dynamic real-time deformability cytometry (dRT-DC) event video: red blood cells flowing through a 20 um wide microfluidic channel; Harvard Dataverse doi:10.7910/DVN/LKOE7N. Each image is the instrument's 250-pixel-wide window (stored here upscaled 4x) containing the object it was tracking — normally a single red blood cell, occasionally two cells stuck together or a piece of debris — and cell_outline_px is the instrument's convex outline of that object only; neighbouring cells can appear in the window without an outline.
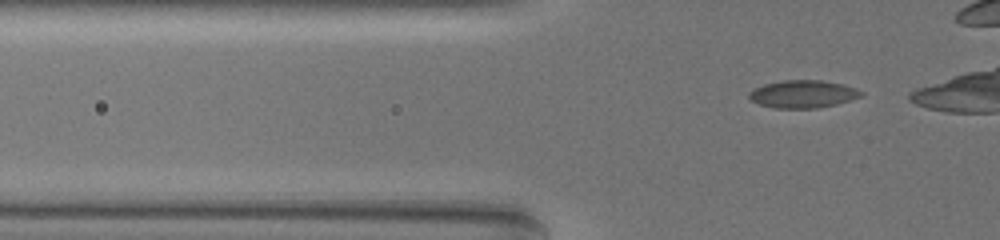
{"species": "common noctule bat (a hibernating species)", "species_latin": "Nyctalus noctula", "temperature_condition": "warm", "stored_images_in_passage": 31, "camera_frame_rate_fps": 3000, "um_per_image_px": 0.085, "animal": {"sex": "female", "body_mass_g": 19.5, "forearm_length_mm": 54.1}, "frame": {"image": 1, "passage_image": 12, "time_ms": 3.667, "image_size_px": [1000, 240], "cell_outline_px": [[864, 92], [860, 96], [852, 100], [836, 104], [816, 108], [776, 108], [760, 104], [752, 100], [748, 96], [748, 92], [764, 84], [784, 80], [820, 80], [840, 84], [856, 88]], "centroid_in_image_um": [68.25, 7.99], "position_along_channel_um": 57.5, "area_um2": 17.86}}
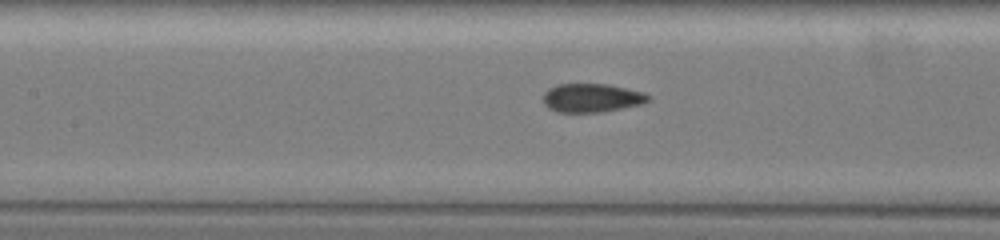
{"frame": {"image": 2, "passage_image": 22, "time_ms": 7.0, "image_size_px": [1000, 240], "cell_outline_px": [[652, 100], [640, 104], [600, 112], [556, 112], [548, 108], [544, 104], [544, 92], [548, 88], [560, 84], [608, 84], [644, 92], [652, 96]], "centroid_in_image_um": [50.31, 8.31], "position_along_channel_um": 157.1, "area_um2": 17.57}}
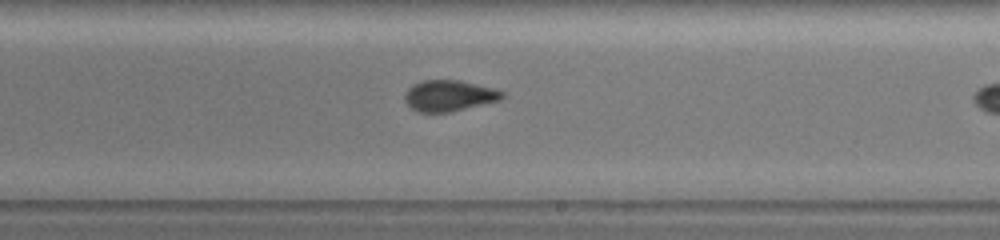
{"frame": {"image": 3, "passage_image": 30, "time_ms": 9.667, "image_size_px": [1000, 240], "cell_outline_px": [[504, 96], [500, 100], [452, 112], [420, 112], [412, 108], [404, 100], [404, 92], [412, 84], [424, 80], [456, 80], [492, 88], [504, 92]], "centroid_in_image_um": [38.14, 8.14], "position_along_channel_um": 250.9, "area_um2": 17.51}}